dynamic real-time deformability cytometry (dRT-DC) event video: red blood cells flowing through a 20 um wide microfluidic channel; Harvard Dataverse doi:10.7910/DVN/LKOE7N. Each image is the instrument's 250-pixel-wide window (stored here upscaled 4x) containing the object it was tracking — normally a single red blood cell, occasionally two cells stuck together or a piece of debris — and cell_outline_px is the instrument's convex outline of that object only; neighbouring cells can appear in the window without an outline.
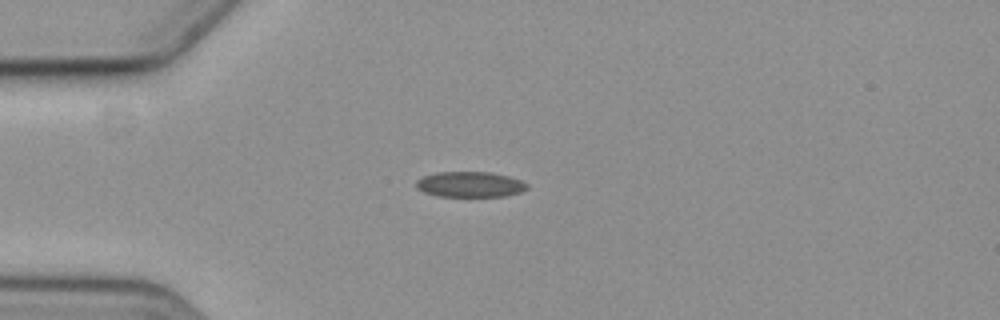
{"species": "common noctule bat (a hibernating species)", "species_latin": "Nyctalus noctula", "temperature_condition": "cold", "stored_images_in_passage": 5, "camera_frame_rate_fps": 3000, "um_per_image_px": 0.085, "animal": {"sex": "female", "body_mass_g": 19.3, "forearm_length_mm": 54.1}, "frame": {"image": 1, "passage_image": 1, "time_ms": 0.0, "image_size_px": [1000, 320], "cell_outline_px": [[528, 188], [520, 192], [504, 196], [440, 196], [424, 192], [416, 188], [416, 180], [424, 176], [436, 172], [488, 172], [508, 176], [520, 180], [528, 184]], "centroid_in_image_um": [39.94, 15.67], "position_along_channel_um": 45.1, "area_um2": 16.36}}
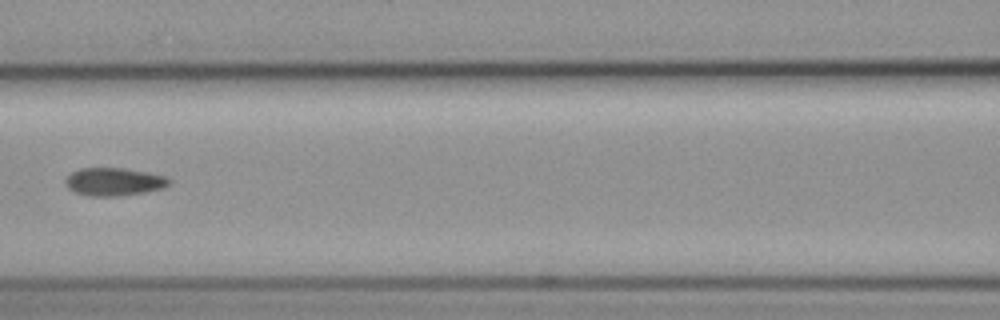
{"frame": {"image": 2, "passage_image": 4, "time_ms": 3.667, "image_size_px": [1000, 320], "cell_outline_px": [[172, 184], [164, 188], [144, 192], [116, 196], [88, 196], [76, 192], [68, 188], [64, 184], [64, 180], [72, 172], [80, 168], [124, 168], [148, 172], [168, 176], [172, 180]], "centroid_in_image_um": [9.73, 15.44], "position_along_channel_um": 156.9, "area_um2": 17.11}}
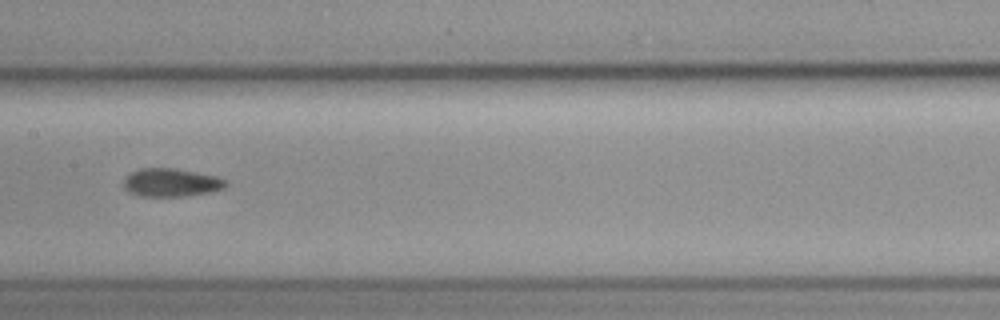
{"frame": {"image": 3, "passage_image": 5, "time_ms": 4.667, "image_size_px": [1000, 320], "cell_outline_px": [[228, 184], [224, 188], [212, 192], [188, 196], [140, 196], [128, 192], [124, 188], [124, 180], [132, 172], [140, 168], [176, 168], [216, 176], [228, 180]], "centroid_in_image_um": [14.59, 15.52], "position_along_channel_um": 192.8, "area_um2": 16.94}}